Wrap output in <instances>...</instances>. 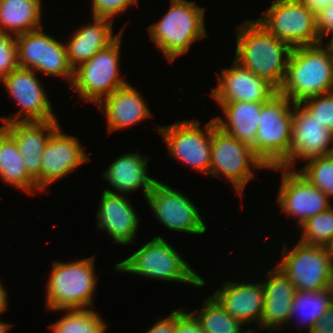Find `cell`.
I'll list each match as a JSON object with an SVG mask.
<instances>
[{
  "label": "cell",
  "instance_id": "cell-12",
  "mask_svg": "<svg viewBox=\"0 0 333 333\" xmlns=\"http://www.w3.org/2000/svg\"><path fill=\"white\" fill-rule=\"evenodd\" d=\"M204 133L198 120L175 122L170 126L159 127L157 131L164 137L169 155L176 157L203 174H210L212 120L206 124Z\"/></svg>",
  "mask_w": 333,
  "mask_h": 333
},
{
  "label": "cell",
  "instance_id": "cell-38",
  "mask_svg": "<svg viewBox=\"0 0 333 333\" xmlns=\"http://www.w3.org/2000/svg\"><path fill=\"white\" fill-rule=\"evenodd\" d=\"M316 26L321 41L325 35L333 34V5H327L316 14Z\"/></svg>",
  "mask_w": 333,
  "mask_h": 333
},
{
  "label": "cell",
  "instance_id": "cell-7",
  "mask_svg": "<svg viewBox=\"0 0 333 333\" xmlns=\"http://www.w3.org/2000/svg\"><path fill=\"white\" fill-rule=\"evenodd\" d=\"M250 164L254 168L269 169L251 145L223 132L213 118L210 174L219 179L223 174L235 186L236 194L241 195L247 182L254 178Z\"/></svg>",
  "mask_w": 333,
  "mask_h": 333
},
{
  "label": "cell",
  "instance_id": "cell-17",
  "mask_svg": "<svg viewBox=\"0 0 333 333\" xmlns=\"http://www.w3.org/2000/svg\"><path fill=\"white\" fill-rule=\"evenodd\" d=\"M220 73L217 88L210 94L218 103L267 102L278 92L267 80L236 61L230 69H223Z\"/></svg>",
  "mask_w": 333,
  "mask_h": 333
},
{
  "label": "cell",
  "instance_id": "cell-33",
  "mask_svg": "<svg viewBox=\"0 0 333 333\" xmlns=\"http://www.w3.org/2000/svg\"><path fill=\"white\" fill-rule=\"evenodd\" d=\"M299 173L328 197L333 195V155L310 159Z\"/></svg>",
  "mask_w": 333,
  "mask_h": 333
},
{
  "label": "cell",
  "instance_id": "cell-40",
  "mask_svg": "<svg viewBox=\"0 0 333 333\" xmlns=\"http://www.w3.org/2000/svg\"><path fill=\"white\" fill-rule=\"evenodd\" d=\"M176 325V310L173 311L167 318L158 321L146 333H174Z\"/></svg>",
  "mask_w": 333,
  "mask_h": 333
},
{
  "label": "cell",
  "instance_id": "cell-19",
  "mask_svg": "<svg viewBox=\"0 0 333 333\" xmlns=\"http://www.w3.org/2000/svg\"><path fill=\"white\" fill-rule=\"evenodd\" d=\"M14 139L28 174L41 191V158L47 141L60 127L56 120L9 122L2 126ZM45 132H47L45 134Z\"/></svg>",
  "mask_w": 333,
  "mask_h": 333
},
{
  "label": "cell",
  "instance_id": "cell-45",
  "mask_svg": "<svg viewBox=\"0 0 333 333\" xmlns=\"http://www.w3.org/2000/svg\"><path fill=\"white\" fill-rule=\"evenodd\" d=\"M327 46L330 48L331 53L333 55V35H332V38H331V40H330V42H329V44Z\"/></svg>",
  "mask_w": 333,
  "mask_h": 333
},
{
  "label": "cell",
  "instance_id": "cell-26",
  "mask_svg": "<svg viewBox=\"0 0 333 333\" xmlns=\"http://www.w3.org/2000/svg\"><path fill=\"white\" fill-rule=\"evenodd\" d=\"M264 102L218 103L227 122L220 117L214 118L217 127L223 132L252 145L256 139L258 121Z\"/></svg>",
  "mask_w": 333,
  "mask_h": 333
},
{
  "label": "cell",
  "instance_id": "cell-42",
  "mask_svg": "<svg viewBox=\"0 0 333 333\" xmlns=\"http://www.w3.org/2000/svg\"><path fill=\"white\" fill-rule=\"evenodd\" d=\"M7 294L6 291L4 290L3 286L0 283V314L8 308L7 306Z\"/></svg>",
  "mask_w": 333,
  "mask_h": 333
},
{
  "label": "cell",
  "instance_id": "cell-2",
  "mask_svg": "<svg viewBox=\"0 0 333 333\" xmlns=\"http://www.w3.org/2000/svg\"><path fill=\"white\" fill-rule=\"evenodd\" d=\"M323 42L292 49L283 84L278 92L293 103L333 92V55Z\"/></svg>",
  "mask_w": 333,
  "mask_h": 333
},
{
  "label": "cell",
  "instance_id": "cell-5",
  "mask_svg": "<svg viewBox=\"0 0 333 333\" xmlns=\"http://www.w3.org/2000/svg\"><path fill=\"white\" fill-rule=\"evenodd\" d=\"M294 103L277 92L262 105L252 150L268 168L281 166L289 158Z\"/></svg>",
  "mask_w": 333,
  "mask_h": 333
},
{
  "label": "cell",
  "instance_id": "cell-29",
  "mask_svg": "<svg viewBox=\"0 0 333 333\" xmlns=\"http://www.w3.org/2000/svg\"><path fill=\"white\" fill-rule=\"evenodd\" d=\"M333 304V288L320 291L297 290L292 301L290 319L296 313H301V318L307 321L308 333L312 332L314 324L325 314L326 310ZM303 314V315H302ZM306 317V318H305Z\"/></svg>",
  "mask_w": 333,
  "mask_h": 333
},
{
  "label": "cell",
  "instance_id": "cell-13",
  "mask_svg": "<svg viewBox=\"0 0 333 333\" xmlns=\"http://www.w3.org/2000/svg\"><path fill=\"white\" fill-rule=\"evenodd\" d=\"M146 200L159 221L169 230L203 234L206 225L199 210L184 194L157 181Z\"/></svg>",
  "mask_w": 333,
  "mask_h": 333
},
{
  "label": "cell",
  "instance_id": "cell-31",
  "mask_svg": "<svg viewBox=\"0 0 333 333\" xmlns=\"http://www.w3.org/2000/svg\"><path fill=\"white\" fill-rule=\"evenodd\" d=\"M68 313L58 322L51 324L53 333H105L103 319L90 309L65 310Z\"/></svg>",
  "mask_w": 333,
  "mask_h": 333
},
{
  "label": "cell",
  "instance_id": "cell-18",
  "mask_svg": "<svg viewBox=\"0 0 333 333\" xmlns=\"http://www.w3.org/2000/svg\"><path fill=\"white\" fill-rule=\"evenodd\" d=\"M82 148L75 136L61 133L60 127L51 135L41 158V192L90 160Z\"/></svg>",
  "mask_w": 333,
  "mask_h": 333
},
{
  "label": "cell",
  "instance_id": "cell-21",
  "mask_svg": "<svg viewBox=\"0 0 333 333\" xmlns=\"http://www.w3.org/2000/svg\"><path fill=\"white\" fill-rule=\"evenodd\" d=\"M223 288V289H221ZM213 296L225 310L242 324L259 322L264 309L265 295L262 284L255 283H223V286Z\"/></svg>",
  "mask_w": 333,
  "mask_h": 333
},
{
  "label": "cell",
  "instance_id": "cell-27",
  "mask_svg": "<svg viewBox=\"0 0 333 333\" xmlns=\"http://www.w3.org/2000/svg\"><path fill=\"white\" fill-rule=\"evenodd\" d=\"M0 177L28 194L38 190L35 180L26 170L15 139L3 127H0Z\"/></svg>",
  "mask_w": 333,
  "mask_h": 333
},
{
  "label": "cell",
  "instance_id": "cell-4",
  "mask_svg": "<svg viewBox=\"0 0 333 333\" xmlns=\"http://www.w3.org/2000/svg\"><path fill=\"white\" fill-rule=\"evenodd\" d=\"M120 272H130L162 281H177L202 287L205 280L160 236L142 246L133 255L116 264Z\"/></svg>",
  "mask_w": 333,
  "mask_h": 333
},
{
  "label": "cell",
  "instance_id": "cell-15",
  "mask_svg": "<svg viewBox=\"0 0 333 333\" xmlns=\"http://www.w3.org/2000/svg\"><path fill=\"white\" fill-rule=\"evenodd\" d=\"M1 81L21 108L16 115H9L10 118L2 117L1 120L4 124L9 122L56 120L52 112L51 103L34 70L19 67L10 72ZM23 112L26 113L23 114Z\"/></svg>",
  "mask_w": 333,
  "mask_h": 333
},
{
  "label": "cell",
  "instance_id": "cell-28",
  "mask_svg": "<svg viewBox=\"0 0 333 333\" xmlns=\"http://www.w3.org/2000/svg\"><path fill=\"white\" fill-rule=\"evenodd\" d=\"M40 20V0H0V32L8 30L16 36L38 30Z\"/></svg>",
  "mask_w": 333,
  "mask_h": 333
},
{
  "label": "cell",
  "instance_id": "cell-32",
  "mask_svg": "<svg viewBox=\"0 0 333 333\" xmlns=\"http://www.w3.org/2000/svg\"><path fill=\"white\" fill-rule=\"evenodd\" d=\"M300 242L326 247L333 240V207L307 219L302 225Z\"/></svg>",
  "mask_w": 333,
  "mask_h": 333
},
{
  "label": "cell",
  "instance_id": "cell-1",
  "mask_svg": "<svg viewBox=\"0 0 333 333\" xmlns=\"http://www.w3.org/2000/svg\"><path fill=\"white\" fill-rule=\"evenodd\" d=\"M236 31L239 33L234 61L278 90L285 79L293 48L272 35L257 20L244 22Z\"/></svg>",
  "mask_w": 333,
  "mask_h": 333
},
{
  "label": "cell",
  "instance_id": "cell-24",
  "mask_svg": "<svg viewBox=\"0 0 333 333\" xmlns=\"http://www.w3.org/2000/svg\"><path fill=\"white\" fill-rule=\"evenodd\" d=\"M93 19L92 25L77 30L69 40V44L65 45L68 61L73 69L91 59L101 49L108 47L123 33L122 29L113 37V21L96 17Z\"/></svg>",
  "mask_w": 333,
  "mask_h": 333
},
{
  "label": "cell",
  "instance_id": "cell-16",
  "mask_svg": "<svg viewBox=\"0 0 333 333\" xmlns=\"http://www.w3.org/2000/svg\"><path fill=\"white\" fill-rule=\"evenodd\" d=\"M269 169H282V183L277 201L286 214L299 219V225L331 207L328 196L299 172H292V169L286 171L282 166Z\"/></svg>",
  "mask_w": 333,
  "mask_h": 333
},
{
  "label": "cell",
  "instance_id": "cell-10",
  "mask_svg": "<svg viewBox=\"0 0 333 333\" xmlns=\"http://www.w3.org/2000/svg\"><path fill=\"white\" fill-rule=\"evenodd\" d=\"M260 22L272 35L292 48L322 43L316 26V14L301 0H274Z\"/></svg>",
  "mask_w": 333,
  "mask_h": 333
},
{
  "label": "cell",
  "instance_id": "cell-22",
  "mask_svg": "<svg viewBox=\"0 0 333 333\" xmlns=\"http://www.w3.org/2000/svg\"><path fill=\"white\" fill-rule=\"evenodd\" d=\"M267 281L262 283L265 302L259 328L281 329V325L290 321L292 301L296 294L293 282L277 267L270 270Z\"/></svg>",
  "mask_w": 333,
  "mask_h": 333
},
{
  "label": "cell",
  "instance_id": "cell-39",
  "mask_svg": "<svg viewBox=\"0 0 333 333\" xmlns=\"http://www.w3.org/2000/svg\"><path fill=\"white\" fill-rule=\"evenodd\" d=\"M311 333H333V304L325 314L314 324Z\"/></svg>",
  "mask_w": 333,
  "mask_h": 333
},
{
  "label": "cell",
  "instance_id": "cell-20",
  "mask_svg": "<svg viewBox=\"0 0 333 333\" xmlns=\"http://www.w3.org/2000/svg\"><path fill=\"white\" fill-rule=\"evenodd\" d=\"M97 212L98 227L111 235L114 243L129 244L136 236L139 219L126 197L105 189Z\"/></svg>",
  "mask_w": 333,
  "mask_h": 333
},
{
  "label": "cell",
  "instance_id": "cell-34",
  "mask_svg": "<svg viewBox=\"0 0 333 333\" xmlns=\"http://www.w3.org/2000/svg\"><path fill=\"white\" fill-rule=\"evenodd\" d=\"M301 105L333 132V92L307 98Z\"/></svg>",
  "mask_w": 333,
  "mask_h": 333
},
{
  "label": "cell",
  "instance_id": "cell-6",
  "mask_svg": "<svg viewBox=\"0 0 333 333\" xmlns=\"http://www.w3.org/2000/svg\"><path fill=\"white\" fill-rule=\"evenodd\" d=\"M94 258L71 263L53 262L47 283L49 310L85 309L92 306L96 287Z\"/></svg>",
  "mask_w": 333,
  "mask_h": 333
},
{
  "label": "cell",
  "instance_id": "cell-41",
  "mask_svg": "<svg viewBox=\"0 0 333 333\" xmlns=\"http://www.w3.org/2000/svg\"><path fill=\"white\" fill-rule=\"evenodd\" d=\"M301 2L315 14L330 4V0H301Z\"/></svg>",
  "mask_w": 333,
  "mask_h": 333
},
{
  "label": "cell",
  "instance_id": "cell-36",
  "mask_svg": "<svg viewBox=\"0 0 333 333\" xmlns=\"http://www.w3.org/2000/svg\"><path fill=\"white\" fill-rule=\"evenodd\" d=\"M132 4H137V0H92L93 17L113 21L114 16L121 14Z\"/></svg>",
  "mask_w": 333,
  "mask_h": 333
},
{
  "label": "cell",
  "instance_id": "cell-8",
  "mask_svg": "<svg viewBox=\"0 0 333 333\" xmlns=\"http://www.w3.org/2000/svg\"><path fill=\"white\" fill-rule=\"evenodd\" d=\"M122 33L108 47L101 49L91 59L74 69L72 87L79 93L80 100L96 105L128 83L119 78V53Z\"/></svg>",
  "mask_w": 333,
  "mask_h": 333
},
{
  "label": "cell",
  "instance_id": "cell-23",
  "mask_svg": "<svg viewBox=\"0 0 333 333\" xmlns=\"http://www.w3.org/2000/svg\"><path fill=\"white\" fill-rule=\"evenodd\" d=\"M103 99L105 102L100 101L97 107L102 111L105 108L109 132L134 125L151 115L140 93L129 83Z\"/></svg>",
  "mask_w": 333,
  "mask_h": 333
},
{
  "label": "cell",
  "instance_id": "cell-9",
  "mask_svg": "<svg viewBox=\"0 0 333 333\" xmlns=\"http://www.w3.org/2000/svg\"><path fill=\"white\" fill-rule=\"evenodd\" d=\"M277 268L283 272L300 291H320L333 288V265L327 247L307 245L300 241L286 251Z\"/></svg>",
  "mask_w": 333,
  "mask_h": 333
},
{
  "label": "cell",
  "instance_id": "cell-44",
  "mask_svg": "<svg viewBox=\"0 0 333 333\" xmlns=\"http://www.w3.org/2000/svg\"><path fill=\"white\" fill-rule=\"evenodd\" d=\"M333 265V240L326 246Z\"/></svg>",
  "mask_w": 333,
  "mask_h": 333
},
{
  "label": "cell",
  "instance_id": "cell-25",
  "mask_svg": "<svg viewBox=\"0 0 333 333\" xmlns=\"http://www.w3.org/2000/svg\"><path fill=\"white\" fill-rule=\"evenodd\" d=\"M147 157L138 153L125 154L116 159L103 173L105 180L120 193H127L142 187L145 198L157 180L147 174Z\"/></svg>",
  "mask_w": 333,
  "mask_h": 333
},
{
  "label": "cell",
  "instance_id": "cell-35",
  "mask_svg": "<svg viewBox=\"0 0 333 333\" xmlns=\"http://www.w3.org/2000/svg\"><path fill=\"white\" fill-rule=\"evenodd\" d=\"M19 68L15 38L9 32H0V79Z\"/></svg>",
  "mask_w": 333,
  "mask_h": 333
},
{
  "label": "cell",
  "instance_id": "cell-3",
  "mask_svg": "<svg viewBox=\"0 0 333 333\" xmlns=\"http://www.w3.org/2000/svg\"><path fill=\"white\" fill-rule=\"evenodd\" d=\"M205 9L195 2L171 0V6L163 18L149 27L150 39L173 62L187 53L192 42L207 35L204 26Z\"/></svg>",
  "mask_w": 333,
  "mask_h": 333
},
{
  "label": "cell",
  "instance_id": "cell-37",
  "mask_svg": "<svg viewBox=\"0 0 333 333\" xmlns=\"http://www.w3.org/2000/svg\"><path fill=\"white\" fill-rule=\"evenodd\" d=\"M174 333H205L202 324L192 312L176 310Z\"/></svg>",
  "mask_w": 333,
  "mask_h": 333
},
{
  "label": "cell",
  "instance_id": "cell-14",
  "mask_svg": "<svg viewBox=\"0 0 333 333\" xmlns=\"http://www.w3.org/2000/svg\"><path fill=\"white\" fill-rule=\"evenodd\" d=\"M289 158L281 165L293 168L295 158L310 160L332 155L333 132L320 123L301 103H294ZM303 108H302V107Z\"/></svg>",
  "mask_w": 333,
  "mask_h": 333
},
{
  "label": "cell",
  "instance_id": "cell-43",
  "mask_svg": "<svg viewBox=\"0 0 333 333\" xmlns=\"http://www.w3.org/2000/svg\"><path fill=\"white\" fill-rule=\"evenodd\" d=\"M12 324H7L0 321V333H6Z\"/></svg>",
  "mask_w": 333,
  "mask_h": 333
},
{
  "label": "cell",
  "instance_id": "cell-30",
  "mask_svg": "<svg viewBox=\"0 0 333 333\" xmlns=\"http://www.w3.org/2000/svg\"><path fill=\"white\" fill-rule=\"evenodd\" d=\"M203 308L193 311L202 324L205 333H250L251 329L242 332L239 320L234 319L214 297L204 300Z\"/></svg>",
  "mask_w": 333,
  "mask_h": 333
},
{
  "label": "cell",
  "instance_id": "cell-11",
  "mask_svg": "<svg viewBox=\"0 0 333 333\" xmlns=\"http://www.w3.org/2000/svg\"><path fill=\"white\" fill-rule=\"evenodd\" d=\"M42 29L15 36L19 67L61 76L68 79L71 87L74 69L68 61L66 47Z\"/></svg>",
  "mask_w": 333,
  "mask_h": 333
}]
</instances>
